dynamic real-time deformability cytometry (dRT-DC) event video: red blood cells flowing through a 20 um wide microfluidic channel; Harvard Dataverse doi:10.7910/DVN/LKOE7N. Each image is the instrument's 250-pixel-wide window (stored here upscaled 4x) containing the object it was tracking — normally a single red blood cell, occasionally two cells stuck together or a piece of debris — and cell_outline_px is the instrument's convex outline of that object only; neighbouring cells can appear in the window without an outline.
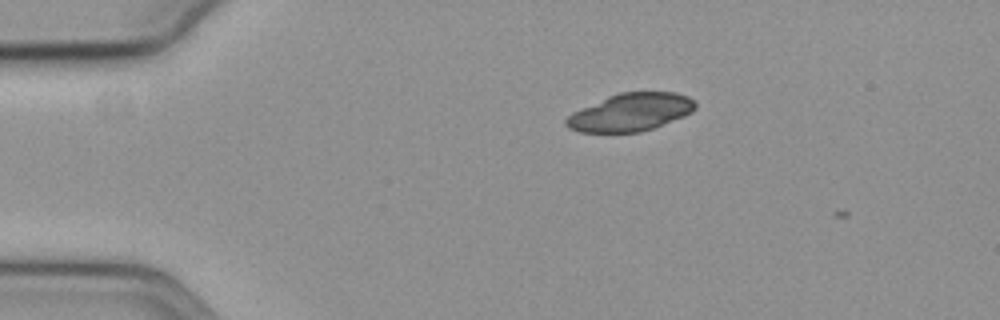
{"species": "common noctule bat (a hibernating species)", "species_latin": "Nyctalus noctula", "temperature_condition": "cold", "stored_images_in_passage": 5, "camera_frame_rate_fps": 3000, "um_per_image_px": 0.085, "animal": {"sex": "female", "body_mass_g": 19.3, "forearm_length_mm": 54.1}, "frame": {"image": 1, "passage_image": 4, "time_ms": 1.0, "image_size_px": [1000, 320], "cell_outline_px": [[696, 108], [692, 112], [684, 116], [652, 128], [640, 132], [580, 132], [568, 128], [564, 124], [564, 120], [572, 112], [608, 96], [620, 92], [676, 92], [688, 96], [696, 100]], "centroid_in_image_um": [53.6, 9.53], "position_along_channel_um": 31.4, "area_um2": 28.44}}